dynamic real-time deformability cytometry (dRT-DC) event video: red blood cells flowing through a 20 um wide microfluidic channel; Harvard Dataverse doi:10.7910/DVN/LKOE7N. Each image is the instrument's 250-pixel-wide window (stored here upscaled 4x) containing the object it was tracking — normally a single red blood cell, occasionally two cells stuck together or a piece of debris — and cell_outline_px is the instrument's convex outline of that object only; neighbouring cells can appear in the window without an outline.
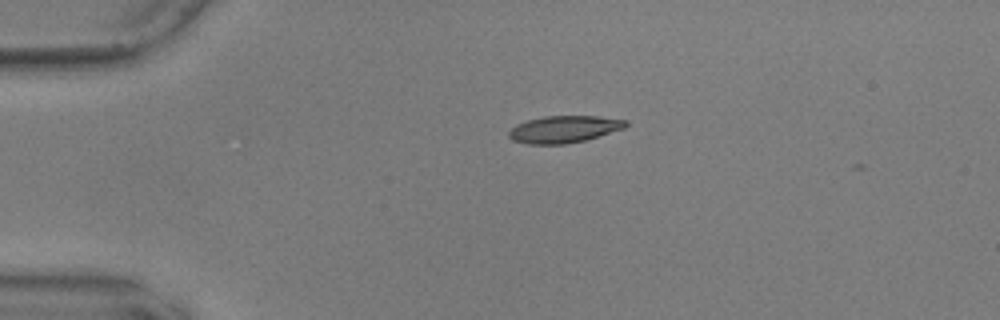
{"species": "common noctule bat (a hibernating species)", "species_latin": "Nyctalus noctula", "temperature_condition": "warm", "stored_images_in_passage": 40, "camera_frame_rate_fps": 3000, "um_per_image_px": 0.085, "animal": {"sex": "male", "body_mass_g": 17.9, "forearm_length_mm": 54.2}, "frame": {"image": 1, "passage_image": 1, "time_ms": 0.0, "image_size_px": [1000, 320], "cell_outline_px": [[628, 124], [624, 128], [584, 140], [564, 144], [528, 144], [512, 140], [508, 136], [508, 132], [516, 124], [528, 120], [544, 116], [596, 116], [628, 120]], "centroid_in_image_um": [47.92, 10.98], "position_along_channel_um": 37.1, "area_um2": 18.26}}
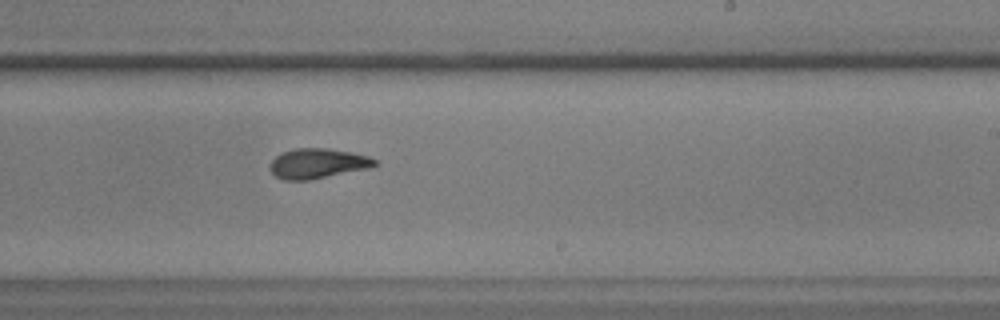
{"frame": {"image": 2, "passage_image": 23, "time_ms": 7.333, "image_size_px": [1000, 320], "cell_outline_px": [[376, 164], [368, 168], [308, 180], [284, 180], [276, 176], [268, 168], [268, 164], [280, 152], [296, 148], [328, 148], [368, 156], [376, 160]], "centroid_in_image_um": [26.92, 13.89], "position_along_channel_um": 262.1, "area_um2": 18.15}}
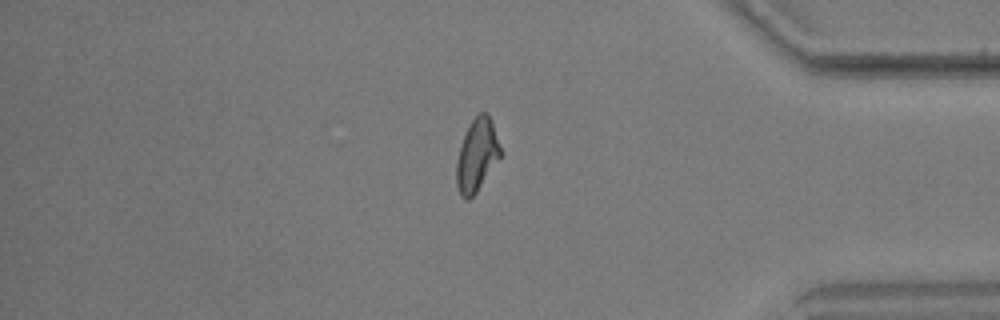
{"frame": {"image": 3, "passage_image": 36, "time_ms": 11.667, "image_size_px": [1000, 320], "cell_outline_px": [[504, 152], [476, 192], [468, 200], [464, 200], [456, 184], [456, 164], [460, 148], [464, 136], [472, 120], [480, 112], [488, 112]], "centroid_in_image_um": [40.57, 13.18], "position_along_channel_um": 394.6, "area_um2": 18.55}}